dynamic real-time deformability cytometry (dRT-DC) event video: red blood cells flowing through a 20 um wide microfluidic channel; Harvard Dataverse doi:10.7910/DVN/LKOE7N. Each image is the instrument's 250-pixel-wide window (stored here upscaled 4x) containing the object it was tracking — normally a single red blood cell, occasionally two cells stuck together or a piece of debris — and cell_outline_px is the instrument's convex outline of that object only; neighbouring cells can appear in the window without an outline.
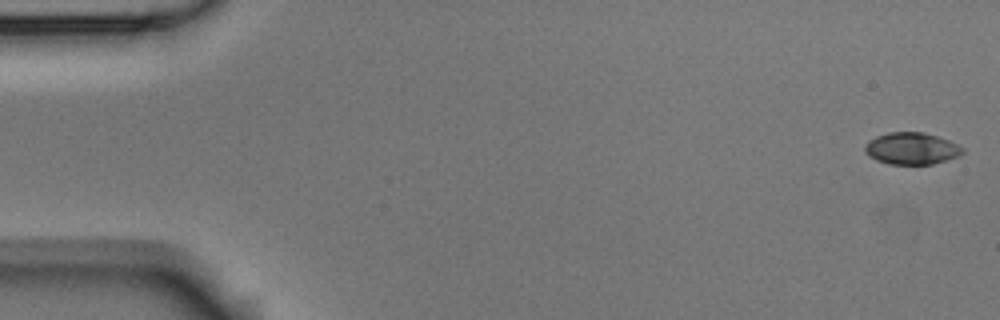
{"species": "Egyptian fruit bat (a non-hibernating species)", "species_latin": "Rousettus aegyptiacus", "temperature_condition": "room temperature", "stored_images_in_passage": 4, "camera_frame_rate_fps": 3000, "um_per_image_px": 0.085, "animal": {"sex": "male"}, "frame": {"image": 1, "passage_image": 1, "time_ms": 0.0, "image_size_px": [1000, 320], "cell_outline_px": [[964, 152], [956, 156], [932, 164], [888, 164], [876, 160], [868, 156], [864, 152], [864, 144], [868, 140], [876, 136], [888, 132], [924, 132], [948, 140], [964, 148]], "centroid_in_image_um": [77.41, 12.61], "position_along_channel_um": 7.6, "area_um2": 18.15}}
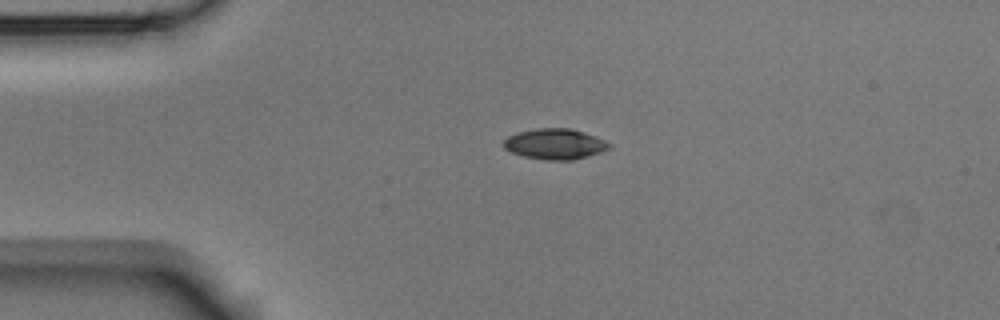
{"frame": {"image": 2, "passage_image": 4, "time_ms": 1.0, "image_size_px": [1000, 320], "cell_outline_px": [[612, 144], [608, 148], [600, 152], [572, 160], [548, 160], [524, 156], [512, 152], [504, 148], [500, 144], [508, 136], [520, 132], [536, 128], [572, 128], [596, 136]], "centroid_in_image_um": [47.15, 12.23], "position_along_channel_um": 37.8, "area_um2": 18.73}}